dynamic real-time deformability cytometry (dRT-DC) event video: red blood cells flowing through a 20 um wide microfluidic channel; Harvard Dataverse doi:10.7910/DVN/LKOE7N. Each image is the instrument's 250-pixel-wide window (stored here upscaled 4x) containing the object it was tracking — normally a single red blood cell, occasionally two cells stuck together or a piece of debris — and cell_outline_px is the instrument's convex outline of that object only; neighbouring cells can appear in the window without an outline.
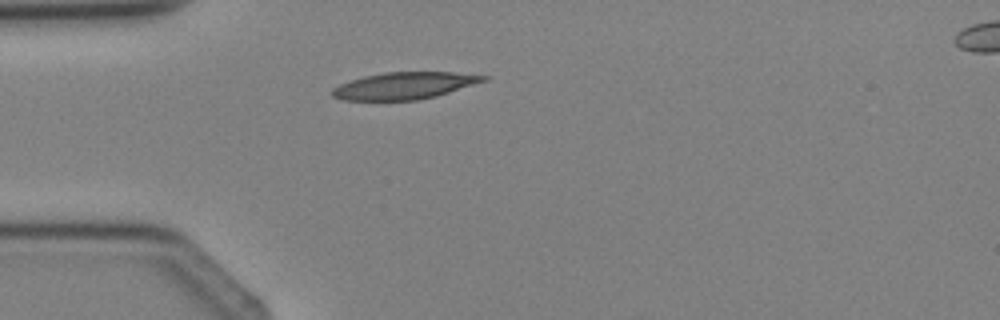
{"species": "Egyptian fruit bat (a non-hibernating species)", "species_latin": "Rousettus aegyptiacus", "temperature_condition": "cold", "stored_images_in_passage": 4, "camera_frame_rate_fps": 3000, "um_per_image_px": 0.085, "animal": {"sex": "female"}, "frame": {"image": 1, "passage_image": 3, "time_ms": 2.333, "image_size_px": [1000, 320], "cell_outline_px": [[492, 76], [488, 80], [436, 96], [416, 100], [344, 100], [332, 96], [328, 92], [332, 88], [340, 84], [364, 76], [384, 72], [456, 72]], "centroid_in_image_um": [34.39, 7.28], "position_along_channel_um": 50.6, "area_um2": 23.87}}